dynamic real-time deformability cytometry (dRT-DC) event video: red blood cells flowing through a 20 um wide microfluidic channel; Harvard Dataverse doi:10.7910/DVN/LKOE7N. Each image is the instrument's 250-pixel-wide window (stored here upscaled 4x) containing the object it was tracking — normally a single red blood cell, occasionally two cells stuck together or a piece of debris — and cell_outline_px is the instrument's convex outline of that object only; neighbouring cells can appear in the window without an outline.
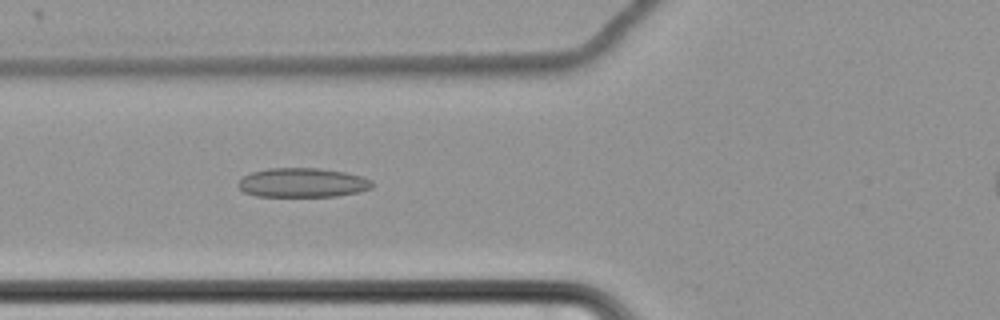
{"species": "common noctule bat (a hibernating species)", "species_latin": "Nyctalus noctula", "temperature_condition": "cold", "stored_images_in_passage": 58, "camera_frame_rate_fps": 3000, "um_per_image_px": 0.085, "animal": {"sex": "female", "body_mass_g": 22.7, "forearm_length_mm": 54.2}, "frame": {"image": 1, "passage_image": 25, "time_ms": 8.0, "image_size_px": [1000, 320], "cell_outline_px": [[376, 184], [372, 188], [360, 192], [336, 196], [256, 196], [244, 192], [236, 184], [244, 176], [252, 172], [268, 168], [320, 168], [348, 172], [372, 180]], "centroid_in_image_um": [25.76, 15.52], "position_along_channel_um": 100.0, "area_um2": 23.06}}
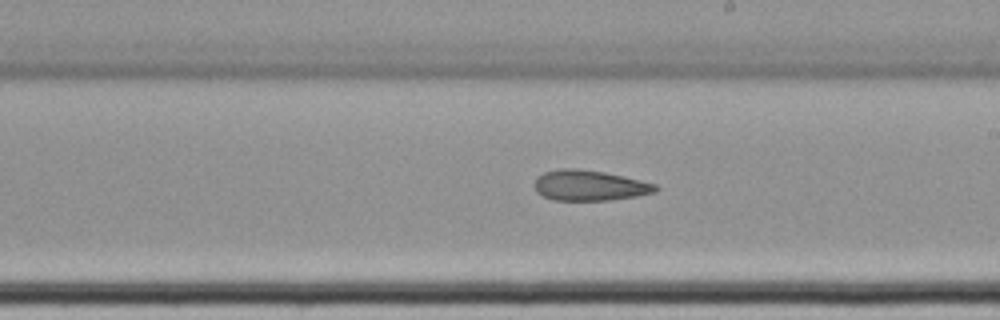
{"frame": {"image": 2, "passage_image": 37, "time_ms": 12.0, "image_size_px": [1000, 320], "cell_outline_px": [[660, 188], [656, 192], [636, 196], [608, 200], [552, 200], [536, 192], [532, 184], [536, 176], [544, 172], [560, 168], [576, 168], [604, 172], [624, 176], [656, 184]], "centroid_in_image_um": [50.07, 15.75], "position_along_channel_um": 238.9, "area_um2": 21.73}}
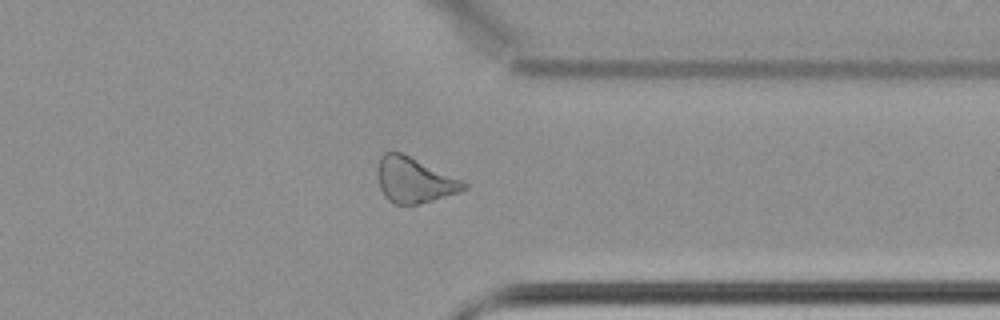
{"frame": {"image": 3, "passage_image": 49, "time_ms": 16.0, "image_size_px": [1000, 320], "cell_outline_px": [[468, 188], [420, 204], [396, 204], [388, 200], [384, 196], [380, 188], [376, 172], [376, 168], [380, 156], [384, 152], [400, 152], [460, 180], [468, 184]], "centroid_in_image_um": [35.12, 15.31], "position_along_channel_um": 376.3, "area_um2": 22.31}}